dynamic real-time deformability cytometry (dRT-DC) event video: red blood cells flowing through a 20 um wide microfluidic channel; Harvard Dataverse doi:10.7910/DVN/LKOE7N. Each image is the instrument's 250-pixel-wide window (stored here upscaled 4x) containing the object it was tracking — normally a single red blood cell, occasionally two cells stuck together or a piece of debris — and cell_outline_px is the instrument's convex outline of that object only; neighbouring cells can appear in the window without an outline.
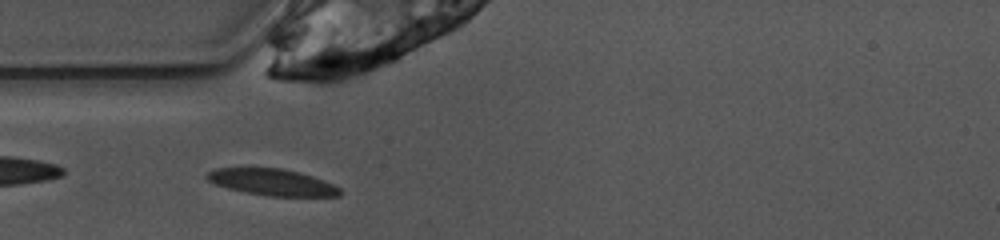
{"species": "common noctule bat (a hibernating species)", "species_latin": "Nyctalus noctula", "temperature_condition": "warm", "stored_images_in_passage": 34, "camera_frame_rate_fps": 3000, "um_per_image_px": 0.085, "animal": {"sex": "female", "body_mass_g": 10.0, "forearm_length_mm": 53.1}, "frame": {"image": 1, "passage_image": 1, "time_ms": 0.0, "image_size_px": [1000, 240], "cell_outline_px": [[344, 192], [340, 196], [268, 196], [228, 188], [216, 184], [208, 180], [204, 176], [208, 172], [216, 168], [280, 168], [300, 172], [324, 180], [340, 188]], "centroid_in_image_um": [23.17, 15.48], "position_along_channel_um": 61.8, "area_um2": 20.46}}
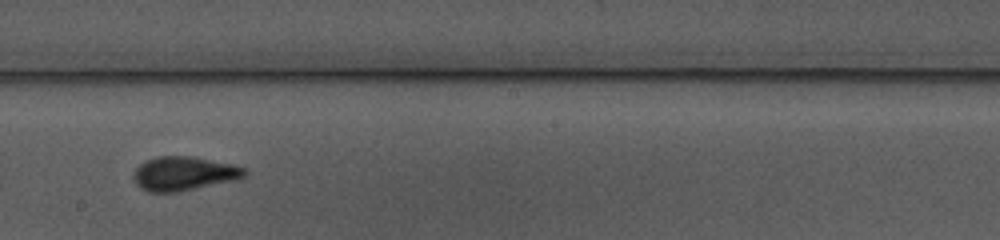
{"frame": {"image": 2, "passage_image": 14, "time_ms": 4.333, "image_size_px": [1000, 240], "cell_outline_px": [[248, 172], [244, 176], [232, 180], [176, 192], [148, 192], [140, 188], [136, 184], [132, 176], [132, 172], [140, 164], [156, 156], [188, 156], [232, 164], [244, 168]], "centroid_in_image_um": [15.56, 14.75], "position_along_channel_um": 232.6, "area_um2": 21.68}}
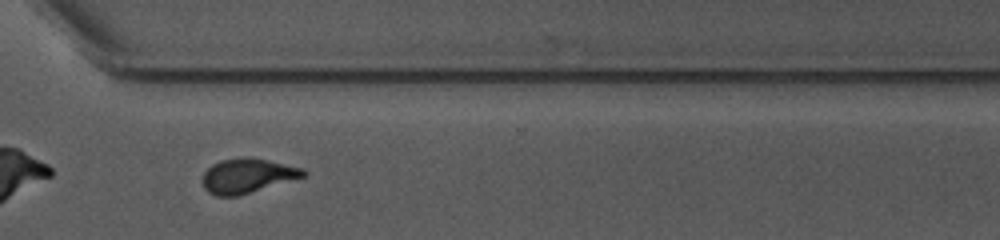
{"frame": {"image": 3, "passage_image": 23, "time_ms": 7.333, "image_size_px": [1000, 240], "cell_outline_px": [[308, 172], [304, 176], [240, 196], [216, 196], [208, 192], [204, 188], [204, 172], [212, 164], [220, 160], [244, 156], [268, 160], [304, 168]], "centroid_in_image_um": [21.03, 14.93], "position_along_channel_um": 349.6, "area_um2": 20.29}, "authors_computed_cell_mechanics": {"area_um2": 20.4901, "velocity_mm_per_s": 3.9147, "shape_relaxation_time_tau1_ms": 3.7382, "shape_relaxation_time_tau2_ms": 1.1653, "deformation_change_tau1": 0.1909, "deformation_change_tau2": 0.0902}}